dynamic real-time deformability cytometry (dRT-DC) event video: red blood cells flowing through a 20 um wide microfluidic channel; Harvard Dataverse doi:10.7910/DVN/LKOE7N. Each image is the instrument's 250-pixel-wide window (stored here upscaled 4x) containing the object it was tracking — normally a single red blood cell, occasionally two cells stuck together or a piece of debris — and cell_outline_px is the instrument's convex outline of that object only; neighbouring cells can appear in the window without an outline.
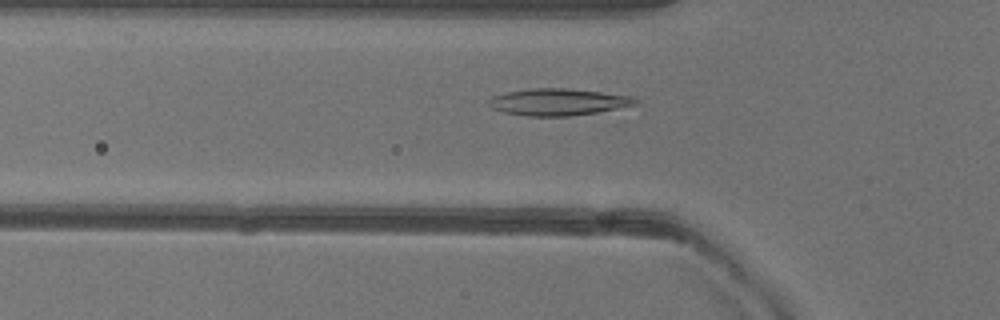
{"species": "common noctule bat (a hibernating species)", "species_latin": "Nyctalus noctula", "temperature_condition": "warm", "stored_images_in_passage": 36, "camera_frame_rate_fps": 3000, "um_per_image_px": 0.085, "animal": {"sex": "female"}, "frame": {"image": 1, "passage_image": 2, "time_ms": 0.333, "image_size_px": [1000, 320], "cell_outline_px": [[640, 104], [596, 112], [568, 116], [528, 116], [504, 112], [492, 108], [488, 104], [488, 100], [492, 96], [504, 92], [528, 88], [564, 88], [600, 92], [632, 96], [640, 100]], "centroid_in_image_um": [47.44, 8.66], "position_along_channel_um": 78.4, "area_um2": 23.0}}
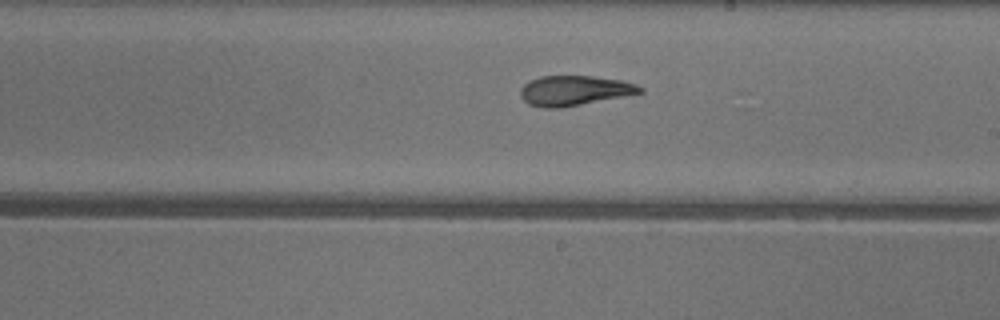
{"frame": {"image": 2, "passage_image": 14, "time_ms": 4.333, "image_size_px": [1000, 320], "cell_outline_px": [[644, 92], [624, 96], [560, 108], [540, 108], [528, 104], [520, 96], [520, 88], [524, 84], [540, 76], [592, 76], [620, 80], [636, 84], [644, 88]], "centroid_in_image_um": [48.8, 7.7], "position_along_channel_um": 240.2, "area_um2": 20.81}}
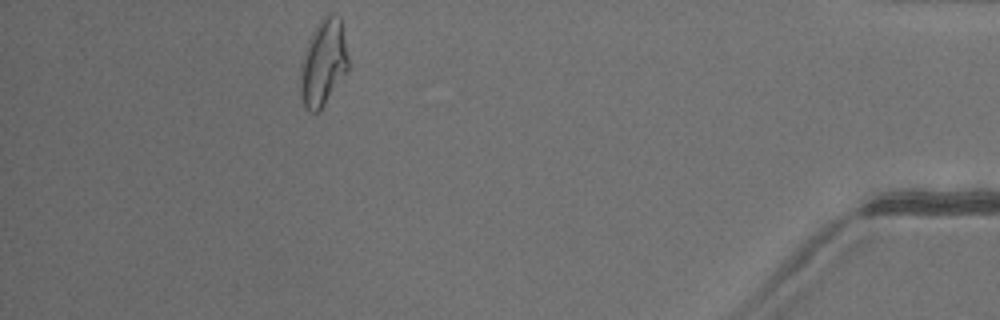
{"frame": {"image": 3, "passage_image": 31, "time_ms": 10.0, "image_size_px": [1000, 320], "cell_outline_px": [[348, 68], [324, 104], [316, 112], [308, 112], [304, 108], [300, 96], [300, 60], [308, 40], [316, 24], [328, 12], [332, 12], [340, 16], [348, 56]], "centroid_in_image_um": [27.44, 5.3], "position_along_channel_um": 407.8, "area_um2": 24.22}, "authors_computed_cell_mechanics": {"area_um2": 21.8484, "velocity_mm_per_s": 4.0199, "shape_relaxation_time_tau1_ms": null, "shape_relaxation_time_tau2_ms": 2.4097, "deformation_change_tau1": null, "deformation_change_tau2": 0.0738}}